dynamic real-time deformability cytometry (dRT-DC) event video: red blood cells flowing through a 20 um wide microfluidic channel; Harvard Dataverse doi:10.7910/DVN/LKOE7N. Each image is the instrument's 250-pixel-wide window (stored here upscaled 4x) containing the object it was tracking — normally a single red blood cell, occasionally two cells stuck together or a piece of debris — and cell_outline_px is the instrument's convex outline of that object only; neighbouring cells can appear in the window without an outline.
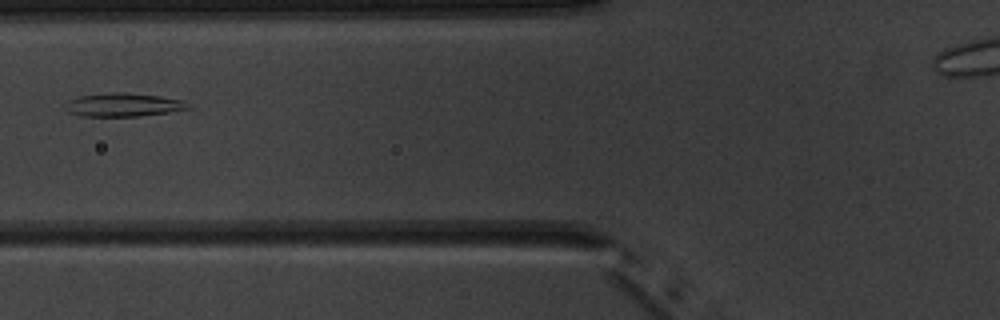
{"species": "common noctule bat (a hibernating species)", "species_latin": "Nyctalus noctula", "temperature_condition": "warm", "stored_images_in_passage": 6, "camera_frame_rate_fps": 3000, "um_per_image_px": 0.085, "animal": {"sex": "male", "body_mass_g": 20.1, "forearm_length_mm": 53.5}, "frame": {"image": 1, "passage_image": 5, "time_ms": 4.667, "image_size_px": [1000, 320], "cell_outline_px": [[192, 108], [168, 112], [136, 116], [80, 116], [68, 112], [64, 108], [64, 104], [68, 100], [80, 96], [104, 92], [128, 92], [160, 96], [184, 100], [192, 104]], "centroid_in_image_um": [10.48, 8.89], "position_along_channel_um": 115.3, "area_um2": 17.11}}